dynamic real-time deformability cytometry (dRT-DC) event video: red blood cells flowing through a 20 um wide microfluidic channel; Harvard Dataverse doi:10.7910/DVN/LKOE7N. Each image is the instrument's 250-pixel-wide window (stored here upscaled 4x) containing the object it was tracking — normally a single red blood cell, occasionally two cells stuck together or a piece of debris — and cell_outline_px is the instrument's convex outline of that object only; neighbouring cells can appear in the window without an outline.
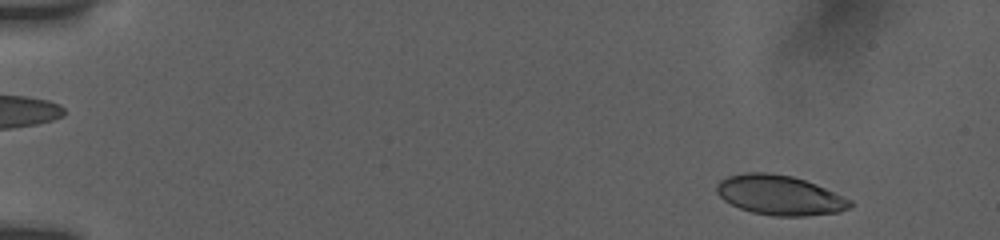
{"species": "human", "species_latin": "Homo sapiens", "temperature_condition": "room temperature", "stored_images_in_passage": 53, "camera_frame_rate_fps": 3000, "um_per_image_px": 0.085, "donor": {"sex": "female"}, "frame": {"image": 1, "passage_image": 4, "time_ms": 1.0, "image_size_px": [1000, 240], "cell_outline_px": [[852, 204], [848, 208], [840, 212], [808, 216], [776, 216], [752, 212], [740, 208], [724, 200], [716, 192], [716, 184], [720, 180], [728, 176], [744, 172], [768, 172], [792, 176], [816, 184], [852, 200]], "centroid_in_image_um": [66.27, 16.58], "position_along_channel_um": 18.7, "area_um2": 30.92}}
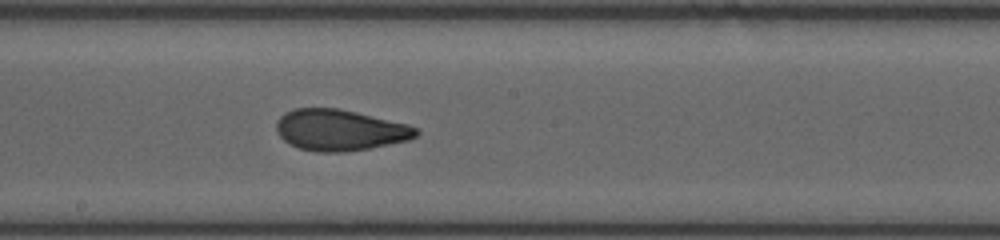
{"frame": {"image": 2, "passage_image": 30, "time_ms": 9.667, "image_size_px": [1000, 240], "cell_outline_px": [[420, 132], [416, 136], [408, 140], [368, 148], [344, 152], [316, 152], [296, 148], [288, 144], [276, 132], [276, 124], [280, 116], [284, 112], [296, 108], [340, 108], [408, 124], [420, 128]], "centroid_in_image_um": [28.87, 11.05], "position_along_channel_um": 219.3, "area_um2": 33.76}}
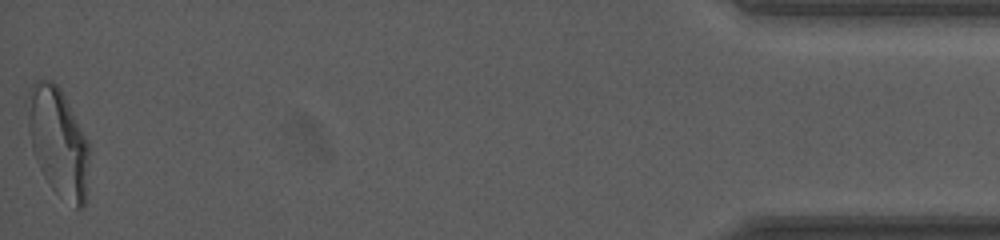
{"frame": {"image": 3, "passage_image": 53, "time_ms": 17.333, "image_size_px": [1000, 240], "cell_outline_px": [[88, 164], [84, 204], [80, 208], [76, 208], [56, 192], [52, 188], [44, 176], [36, 160], [32, 148], [28, 128], [24, 104], [24, 100], [32, 84], [36, 80], [52, 80], [60, 88], [88, 140]], "centroid_in_image_um": [4.89, 11.98], "position_along_channel_um": 430.3, "area_um2": 38.84}, "authors_computed_cell_mechanics": {"area_um2": 33.4084, "velocity_mm_per_s": 3.8406, "shape_relaxation_time_tau1_ms": 6.2375, "shape_relaxation_time_tau2_ms": 1.3113, "deformation_change_tau1": 0.1887, "deformation_change_tau2": 0.0684}}